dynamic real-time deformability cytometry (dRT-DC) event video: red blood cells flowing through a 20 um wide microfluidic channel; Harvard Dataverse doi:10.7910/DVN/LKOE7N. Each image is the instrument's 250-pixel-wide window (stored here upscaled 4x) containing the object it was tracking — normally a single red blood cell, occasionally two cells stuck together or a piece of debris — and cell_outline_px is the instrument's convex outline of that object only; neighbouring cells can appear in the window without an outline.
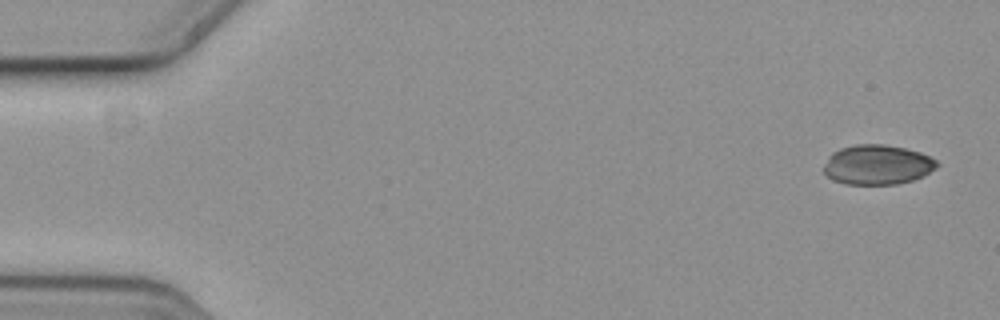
{"species": "common noctule bat (a hibernating species)", "species_latin": "Nyctalus noctula", "temperature_condition": "cold", "stored_images_in_passage": 8, "camera_frame_rate_fps": 3000, "um_per_image_px": 0.085, "animal": {"sex": "female", "body_mass_g": 19.3, "forearm_length_mm": 54.1}, "frame": {"image": 1, "passage_image": 1, "time_ms": 0.0, "image_size_px": [1000, 320], "cell_outline_px": [[940, 164], [936, 168], [924, 176], [912, 180], [896, 184], [848, 184], [832, 180], [824, 172], [824, 164], [828, 156], [832, 152], [840, 148], [856, 144], [884, 144], [904, 148], [920, 152], [936, 160]], "centroid_in_image_um": [74.57, 14.0], "position_along_channel_um": 10.4, "area_um2": 26.3}}
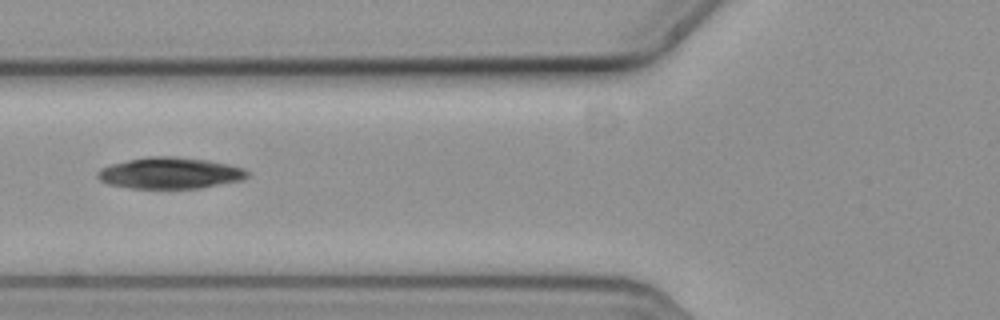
{"frame": {"image": 2, "passage_image": 6, "time_ms": 1.667, "image_size_px": [1000, 320], "cell_outline_px": [[248, 176], [244, 180], [200, 188], [128, 188], [108, 184], [100, 180], [96, 176], [96, 172], [100, 168], [108, 164], [148, 156], [176, 156], [208, 160], [228, 164], [244, 168], [248, 172]], "centroid_in_image_um": [14.43, 14.7], "position_along_channel_um": 111.4, "area_um2": 27.63}}
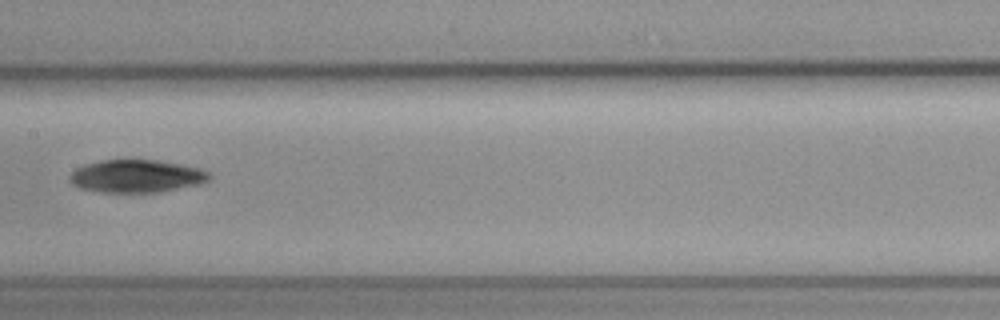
{"frame": {"image": 3, "passage_image": 8, "time_ms": 2.333, "image_size_px": [1000, 320], "cell_outline_px": [[212, 176], [208, 180], [200, 184], [160, 192], [100, 192], [80, 188], [72, 184], [68, 180], [68, 176], [76, 168], [84, 164], [100, 160], [160, 160], [200, 168], [208, 172]], "centroid_in_image_um": [11.58, 14.97], "position_along_channel_um": 195.8, "area_um2": 26.82}}